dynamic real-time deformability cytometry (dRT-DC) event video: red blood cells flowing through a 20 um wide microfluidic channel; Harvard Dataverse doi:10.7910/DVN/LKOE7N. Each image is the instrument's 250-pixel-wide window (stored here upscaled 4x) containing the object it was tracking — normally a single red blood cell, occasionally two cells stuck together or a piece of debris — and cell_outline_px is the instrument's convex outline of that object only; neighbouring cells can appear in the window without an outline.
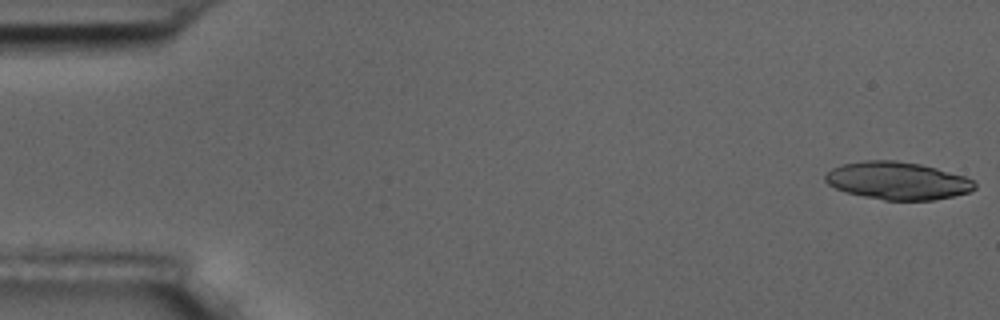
{"species": "common noctule bat (a hibernating species)", "species_latin": "Nyctalus noctula", "temperature_condition": "room temperature", "stored_images_in_passage": 55, "segment_of_instrument_passage": [1, 2], "camera_frame_rate_fps": 3000, "um_per_image_px": 0.085, "animal": {"sex": "male", "body_mass_g": 17.5, "forearm_length_mm": 52.3}, "frame": {"image": 1, "passage_image": 1, "time_ms": 0.0, "image_size_px": [1000, 320], "cell_outline_px": [[976, 188], [968, 192], [952, 196], [932, 200], [884, 200], [844, 192], [828, 184], [824, 180], [824, 176], [832, 168], [840, 164], [864, 160], [896, 160], [920, 164], [936, 168], [964, 176], [972, 180], [976, 184]], "centroid_in_image_um": [76.25, 15.35], "position_along_channel_um": 8.7, "area_um2": 32.77}}